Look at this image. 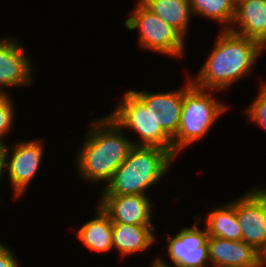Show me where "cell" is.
I'll return each mask as SVG.
<instances>
[{"instance_id": "e0dca14e", "label": "cell", "mask_w": 266, "mask_h": 267, "mask_svg": "<svg viewBox=\"0 0 266 267\" xmlns=\"http://www.w3.org/2000/svg\"><path fill=\"white\" fill-rule=\"evenodd\" d=\"M207 215L205 227L208 236L242 241V229L236 216L235 200L216 206Z\"/></svg>"}, {"instance_id": "4fadbf2b", "label": "cell", "mask_w": 266, "mask_h": 267, "mask_svg": "<svg viewBox=\"0 0 266 267\" xmlns=\"http://www.w3.org/2000/svg\"><path fill=\"white\" fill-rule=\"evenodd\" d=\"M207 243L213 267H249L259 263V251L244 241L208 236Z\"/></svg>"}, {"instance_id": "484cf974", "label": "cell", "mask_w": 266, "mask_h": 267, "mask_svg": "<svg viewBox=\"0 0 266 267\" xmlns=\"http://www.w3.org/2000/svg\"><path fill=\"white\" fill-rule=\"evenodd\" d=\"M6 94L0 89V100H2Z\"/></svg>"}, {"instance_id": "83f0119b", "label": "cell", "mask_w": 266, "mask_h": 267, "mask_svg": "<svg viewBox=\"0 0 266 267\" xmlns=\"http://www.w3.org/2000/svg\"><path fill=\"white\" fill-rule=\"evenodd\" d=\"M235 4H237L241 0H232Z\"/></svg>"}, {"instance_id": "44dd1931", "label": "cell", "mask_w": 266, "mask_h": 267, "mask_svg": "<svg viewBox=\"0 0 266 267\" xmlns=\"http://www.w3.org/2000/svg\"><path fill=\"white\" fill-rule=\"evenodd\" d=\"M14 102L10 98V95H6L0 100V144L6 145L4 138L5 135L11 131L12 124L15 122V107Z\"/></svg>"}, {"instance_id": "4316f807", "label": "cell", "mask_w": 266, "mask_h": 267, "mask_svg": "<svg viewBox=\"0 0 266 267\" xmlns=\"http://www.w3.org/2000/svg\"><path fill=\"white\" fill-rule=\"evenodd\" d=\"M249 267H261V265L258 263L257 265H252V266H249Z\"/></svg>"}, {"instance_id": "9c48e42d", "label": "cell", "mask_w": 266, "mask_h": 267, "mask_svg": "<svg viewBox=\"0 0 266 267\" xmlns=\"http://www.w3.org/2000/svg\"><path fill=\"white\" fill-rule=\"evenodd\" d=\"M235 200L242 241L259 251L266 243V188L254 186Z\"/></svg>"}, {"instance_id": "7402d4cb", "label": "cell", "mask_w": 266, "mask_h": 267, "mask_svg": "<svg viewBox=\"0 0 266 267\" xmlns=\"http://www.w3.org/2000/svg\"><path fill=\"white\" fill-rule=\"evenodd\" d=\"M0 267H20L12 249L3 242H0Z\"/></svg>"}, {"instance_id": "603a6c76", "label": "cell", "mask_w": 266, "mask_h": 267, "mask_svg": "<svg viewBox=\"0 0 266 267\" xmlns=\"http://www.w3.org/2000/svg\"><path fill=\"white\" fill-rule=\"evenodd\" d=\"M164 260V258L161 256L160 257H156L154 259V261L151 263L150 267H172L173 265H170V263ZM174 267V266H173Z\"/></svg>"}, {"instance_id": "3957f363", "label": "cell", "mask_w": 266, "mask_h": 267, "mask_svg": "<svg viewBox=\"0 0 266 267\" xmlns=\"http://www.w3.org/2000/svg\"><path fill=\"white\" fill-rule=\"evenodd\" d=\"M175 159L168 150L160 147L134 146L100 190V196H147L146 191L168 174Z\"/></svg>"}, {"instance_id": "cb8c5ba5", "label": "cell", "mask_w": 266, "mask_h": 267, "mask_svg": "<svg viewBox=\"0 0 266 267\" xmlns=\"http://www.w3.org/2000/svg\"><path fill=\"white\" fill-rule=\"evenodd\" d=\"M4 152H5V145L0 144V181L5 173V165H4Z\"/></svg>"}, {"instance_id": "277c9868", "label": "cell", "mask_w": 266, "mask_h": 267, "mask_svg": "<svg viewBox=\"0 0 266 267\" xmlns=\"http://www.w3.org/2000/svg\"><path fill=\"white\" fill-rule=\"evenodd\" d=\"M187 81L183 86L180 125L172 138L173 151L177 155L190 144L207 136L214 123L229 108L225 102L215 99L210 90L194 86L190 79Z\"/></svg>"}, {"instance_id": "d6986e66", "label": "cell", "mask_w": 266, "mask_h": 267, "mask_svg": "<svg viewBox=\"0 0 266 267\" xmlns=\"http://www.w3.org/2000/svg\"><path fill=\"white\" fill-rule=\"evenodd\" d=\"M192 15L209 18L229 30L235 16L236 4L232 0H188Z\"/></svg>"}, {"instance_id": "30bf717a", "label": "cell", "mask_w": 266, "mask_h": 267, "mask_svg": "<svg viewBox=\"0 0 266 267\" xmlns=\"http://www.w3.org/2000/svg\"><path fill=\"white\" fill-rule=\"evenodd\" d=\"M129 92L149 110L153 120L172 139L179 128L183 102V87L170 91L148 92L129 90Z\"/></svg>"}, {"instance_id": "8fae6325", "label": "cell", "mask_w": 266, "mask_h": 267, "mask_svg": "<svg viewBox=\"0 0 266 267\" xmlns=\"http://www.w3.org/2000/svg\"><path fill=\"white\" fill-rule=\"evenodd\" d=\"M17 37H0V89L6 94V87H26L33 79V63Z\"/></svg>"}, {"instance_id": "5b68a950", "label": "cell", "mask_w": 266, "mask_h": 267, "mask_svg": "<svg viewBox=\"0 0 266 267\" xmlns=\"http://www.w3.org/2000/svg\"><path fill=\"white\" fill-rule=\"evenodd\" d=\"M135 5L124 26L128 30H139V47L177 59L182 57L185 54V39L140 0Z\"/></svg>"}, {"instance_id": "d4e9b609", "label": "cell", "mask_w": 266, "mask_h": 267, "mask_svg": "<svg viewBox=\"0 0 266 267\" xmlns=\"http://www.w3.org/2000/svg\"><path fill=\"white\" fill-rule=\"evenodd\" d=\"M259 264L261 267H266V243L259 250Z\"/></svg>"}, {"instance_id": "52a82bcc", "label": "cell", "mask_w": 266, "mask_h": 267, "mask_svg": "<svg viewBox=\"0 0 266 267\" xmlns=\"http://www.w3.org/2000/svg\"><path fill=\"white\" fill-rule=\"evenodd\" d=\"M43 140L17 141L12 145V149L9 144L5 145L4 169L13 188L14 200L24 195L29 184L38 174L45 152Z\"/></svg>"}, {"instance_id": "ba28073f", "label": "cell", "mask_w": 266, "mask_h": 267, "mask_svg": "<svg viewBox=\"0 0 266 267\" xmlns=\"http://www.w3.org/2000/svg\"><path fill=\"white\" fill-rule=\"evenodd\" d=\"M195 224L192 227H184L174 236H167L166 256L171 259L174 267H208V233L206 228L200 229L198 225L202 218L194 216Z\"/></svg>"}, {"instance_id": "ac0fdd59", "label": "cell", "mask_w": 266, "mask_h": 267, "mask_svg": "<svg viewBox=\"0 0 266 267\" xmlns=\"http://www.w3.org/2000/svg\"><path fill=\"white\" fill-rule=\"evenodd\" d=\"M148 9L161 17L184 39L192 15L188 0H140Z\"/></svg>"}, {"instance_id": "6da1fadb", "label": "cell", "mask_w": 266, "mask_h": 267, "mask_svg": "<svg viewBox=\"0 0 266 267\" xmlns=\"http://www.w3.org/2000/svg\"><path fill=\"white\" fill-rule=\"evenodd\" d=\"M262 51L257 41L222 29L198 74L189 78L200 89L226 90L252 72Z\"/></svg>"}, {"instance_id": "5bb4252c", "label": "cell", "mask_w": 266, "mask_h": 267, "mask_svg": "<svg viewBox=\"0 0 266 267\" xmlns=\"http://www.w3.org/2000/svg\"><path fill=\"white\" fill-rule=\"evenodd\" d=\"M229 31L255 40L266 49V0L239 1Z\"/></svg>"}, {"instance_id": "ffe728a7", "label": "cell", "mask_w": 266, "mask_h": 267, "mask_svg": "<svg viewBox=\"0 0 266 267\" xmlns=\"http://www.w3.org/2000/svg\"><path fill=\"white\" fill-rule=\"evenodd\" d=\"M259 89L258 95L251 102V106L245 111L250 122H254L266 130V81H261Z\"/></svg>"}, {"instance_id": "7a4b0ae2", "label": "cell", "mask_w": 266, "mask_h": 267, "mask_svg": "<svg viewBox=\"0 0 266 267\" xmlns=\"http://www.w3.org/2000/svg\"><path fill=\"white\" fill-rule=\"evenodd\" d=\"M90 127L75 156V165L80 179L106 185L134 145L132 139L124 135V130L108 115L95 119Z\"/></svg>"}, {"instance_id": "7c38bea8", "label": "cell", "mask_w": 266, "mask_h": 267, "mask_svg": "<svg viewBox=\"0 0 266 267\" xmlns=\"http://www.w3.org/2000/svg\"><path fill=\"white\" fill-rule=\"evenodd\" d=\"M148 197L149 195L100 196L98 205L112 223L153 225V207Z\"/></svg>"}, {"instance_id": "9a60e30c", "label": "cell", "mask_w": 266, "mask_h": 267, "mask_svg": "<svg viewBox=\"0 0 266 267\" xmlns=\"http://www.w3.org/2000/svg\"><path fill=\"white\" fill-rule=\"evenodd\" d=\"M154 225L112 223V244L120 256L144 252L156 241Z\"/></svg>"}, {"instance_id": "2e32d148", "label": "cell", "mask_w": 266, "mask_h": 267, "mask_svg": "<svg viewBox=\"0 0 266 267\" xmlns=\"http://www.w3.org/2000/svg\"><path fill=\"white\" fill-rule=\"evenodd\" d=\"M94 217L77 230L78 239L86 248L94 252H111L112 222L98 205Z\"/></svg>"}, {"instance_id": "8992f818", "label": "cell", "mask_w": 266, "mask_h": 267, "mask_svg": "<svg viewBox=\"0 0 266 267\" xmlns=\"http://www.w3.org/2000/svg\"><path fill=\"white\" fill-rule=\"evenodd\" d=\"M120 101L108 116L123 130L138 134L139 141L132 139L134 146L160 147L168 150L175 158L178 156L173 151L172 139L155 123L149 110L129 91Z\"/></svg>"}]
</instances>
